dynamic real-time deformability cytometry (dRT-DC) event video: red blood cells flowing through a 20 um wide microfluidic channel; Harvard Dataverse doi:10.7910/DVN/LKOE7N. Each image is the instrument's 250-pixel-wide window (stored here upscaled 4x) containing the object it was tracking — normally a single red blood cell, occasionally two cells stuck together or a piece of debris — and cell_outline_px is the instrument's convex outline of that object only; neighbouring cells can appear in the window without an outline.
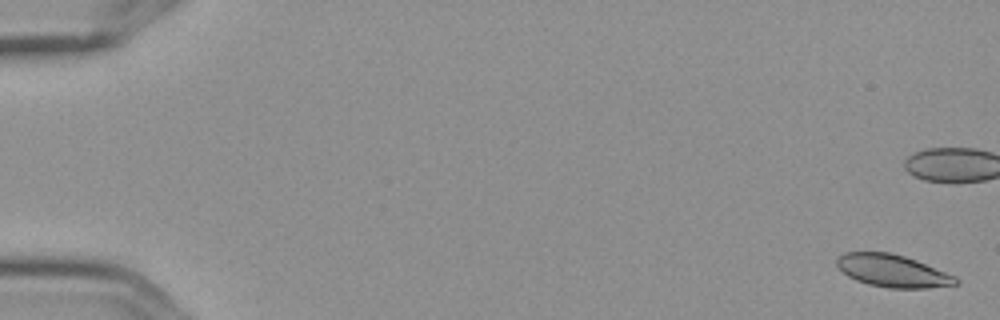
{"species": "Egyptian fruit bat (a non-hibernating species)", "species_latin": "Rousettus aegyptiacus", "temperature_condition": "cold", "stored_images_in_passage": 9, "camera_frame_rate_fps": 3000, "um_per_image_px": 0.085, "frame": {"image": 1, "passage_image": 1, "time_ms": 0.0, "image_size_px": [1000, 320], "cell_outline_px": [[960, 284], [928, 288], [888, 288], [868, 284], [856, 280], [848, 276], [836, 264], [836, 260], [844, 252], [888, 252], [904, 256], [916, 260], [956, 276], [960, 280]], "centroid_in_image_um": [75.91, 23.03], "position_along_channel_um": 9.1, "area_um2": 22.48}}